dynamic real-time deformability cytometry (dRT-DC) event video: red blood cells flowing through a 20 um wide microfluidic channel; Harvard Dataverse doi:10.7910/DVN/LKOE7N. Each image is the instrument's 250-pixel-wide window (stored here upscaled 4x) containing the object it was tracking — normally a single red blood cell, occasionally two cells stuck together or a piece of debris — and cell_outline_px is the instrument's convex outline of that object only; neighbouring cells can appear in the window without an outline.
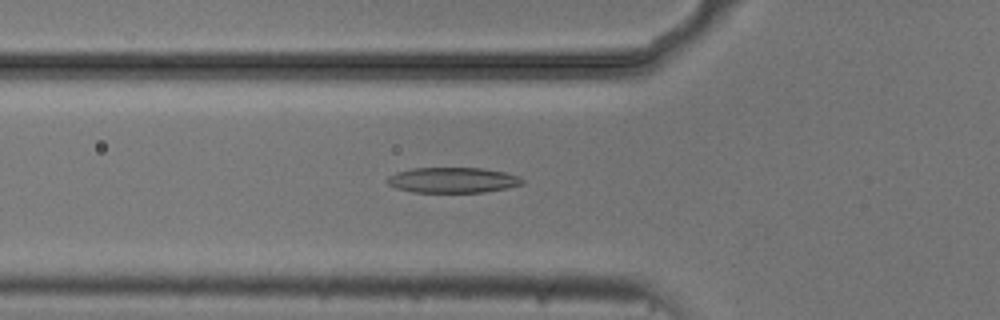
{"species": "common noctule bat (a hibernating species)", "species_latin": "Nyctalus noctula", "temperature_condition": "cold", "stored_images_in_passage": 38, "camera_frame_rate_fps": 3000, "um_per_image_px": 0.085, "animal": {"sex": "male", "body_mass_g": 20.5, "forearm_length_mm": 52.5}, "frame": {"image": 1, "passage_image": 6, "time_ms": 1.667, "image_size_px": [1000, 320], "cell_outline_px": [[524, 184], [508, 188], [484, 192], [412, 192], [396, 188], [388, 184], [384, 180], [388, 176], [396, 172], [412, 168], [484, 168], [504, 172], [520, 176], [524, 180]], "centroid_in_image_um": [38.48, 15.31], "position_along_channel_um": 87.3, "area_um2": 20.23}}
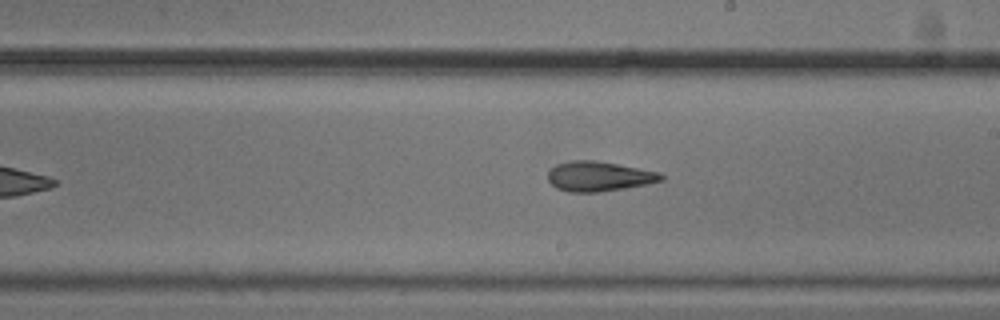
{"frame": {"image": 2, "passage_image": 18, "time_ms": 5.667, "image_size_px": [1000, 320], "cell_outline_px": [[664, 180], [648, 184], [600, 192], [568, 192], [556, 188], [548, 180], [548, 172], [556, 164], [568, 160], [592, 160], [616, 164], [660, 172], [664, 176]], "centroid_in_image_um": [50.9, 14.99], "position_along_channel_um": 238.1, "area_um2": 19.71}}
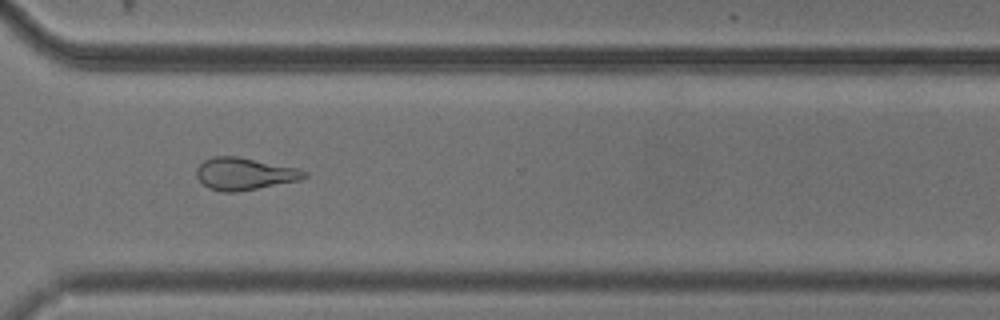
{"frame": {"image": 3, "passage_image": 27, "time_ms": 8.667, "image_size_px": [1000, 320], "cell_outline_px": [[308, 176], [300, 180], [236, 192], [224, 192], [208, 188], [196, 176], [196, 168], [204, 160], [212, 156], [236, 156], [300, 168], [308, 172]], "centroid_in_image_um": [20.79, 14.76], "position_along_channel_um": 349.8, "area_um2": 20.29}, "authors_computed_cell_mechanics": {"area_um2": 20.2011, "velocity_mm_per_s": 3.7431, "shape_relaxation_time_tau1_ms": 5.5423, "shape_relaxation_time_tau2_ms": 2.2591, "deformation_change_tau1": 0.1819, "deformation_change_tau2": 0.1198}}